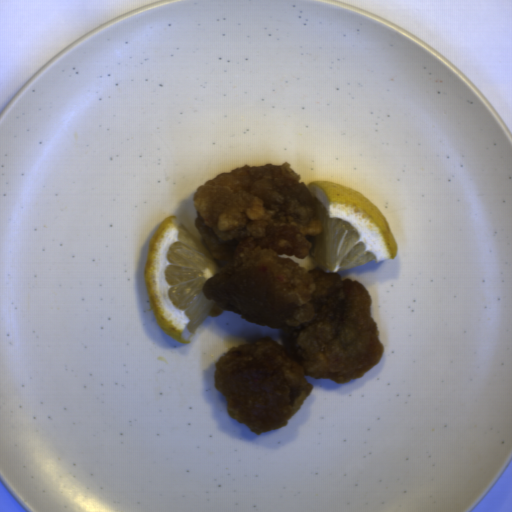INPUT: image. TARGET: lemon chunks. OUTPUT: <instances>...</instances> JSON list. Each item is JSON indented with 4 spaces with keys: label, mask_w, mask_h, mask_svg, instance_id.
I'll return each mask as SVG.
<instances>
[{
    "label": "lemon chunks",
    "mask_w": 512,
    "mask_h": 512,
    "mask_svg": "<svg viewBox=\"0 0 512 512\" xmlns=\"http://www.w3.org/2000/svg\"><path fill=\"white\" fill-rule=\"evenodd\" d=\"M221 266L204 241L174 214L162 220L147 249L143 278L152 315L170 339L190 343L211 313L204 285Z\"/></svg>",
    "instance_id": "lemon-chunks-1"
},
{
    "label": "lemon chunks",
    "mask_w": 512,
    "mask_h": 512,
    "mask_svg": "<svg viewBox=\"0 0 512 512\" xmlns=\"http://www.w3.org/2000/svg\"><path fill=\"white\" fill-rule=\"evenodd\" d=\"M322 231L305 235L312 244L300 258L286 253L307 271L349 270L368 262L395 259L396 243L386 218L359 191L341 183L316 181L307 186Z\"/></svg>",
    "instance_id": "lemon-chunks-2"
}]
</instances>
